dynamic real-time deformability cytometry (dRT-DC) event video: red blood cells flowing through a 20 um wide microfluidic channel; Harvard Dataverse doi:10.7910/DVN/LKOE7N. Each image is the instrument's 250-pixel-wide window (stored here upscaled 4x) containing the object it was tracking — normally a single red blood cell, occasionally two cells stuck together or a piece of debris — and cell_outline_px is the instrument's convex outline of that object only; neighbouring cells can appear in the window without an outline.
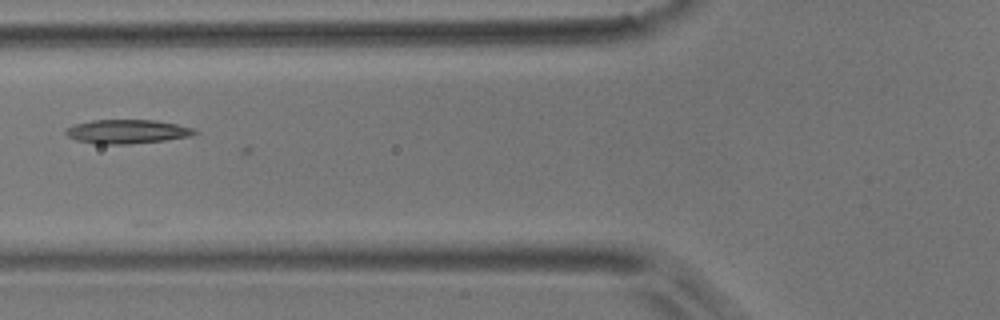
{"species": "common noctule bat (a hibernating species)", "species_latin": "Nyctalus noctula", "temperature_condition": "room temperature", "stored_images_in_passage": 13, "camera_frame_rate_fps": 3000, "um_per_image_px": 0.085, "animal": {"sex": "male", "body_mass_g": 17.9}, "frame": {"image": 1, "passage_image": 4, "time_ms": 1.0, "image_size_px": [1000, 320], "cell_outline_px": [[200, 132], [192, 136], [164, 140], [128, 144], [96, 144], [76, 140], [68, 136], [64, 132], [68, 128], [76, 124], [92, 120], [156, 120], [176, 124], [192, 128]], "centroid_in_image_um": [10.82, 11.18], "position_along_channel_um": 115.0, "area_um2": 17.92}}
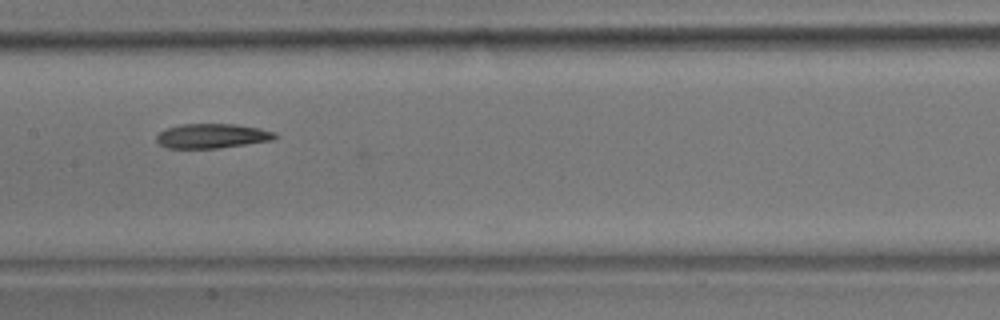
{"frame": {"image": 2, "passage_image": 10, "time_ms": 3.0, "image_size_px": [1000, 320], "cell_outline_px": [[280, 136], [276, 140], [220, 148], [168, 148], [160, 144], [156, 140], [156, 136], [160, 132], [168, 128], [180, 124], [236, 124], [260, 128], [276, 132]], "centroid_in_image_um": [18.11, 11.55], "position_along_channel_um": 189.3, "area_um2": 17.17}}